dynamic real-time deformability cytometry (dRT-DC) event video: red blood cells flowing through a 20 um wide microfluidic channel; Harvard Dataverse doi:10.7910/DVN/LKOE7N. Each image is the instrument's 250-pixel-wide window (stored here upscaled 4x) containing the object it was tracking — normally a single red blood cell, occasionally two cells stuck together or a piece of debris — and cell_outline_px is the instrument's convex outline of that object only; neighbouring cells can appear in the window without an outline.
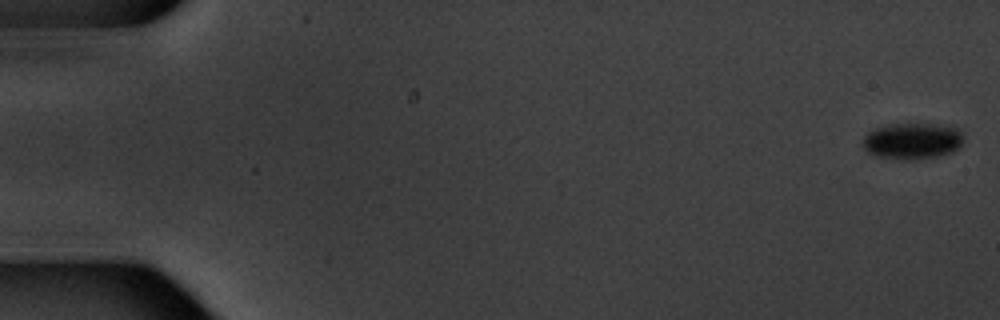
{"species": "common noctule bat (a hibernating species)", "species_latin": "Nyctalus noctula", "temperature_condition": "warm", "stored_images_in_passage": 5, "camera_frame_rate_fps": 3000, "um_per_image_px": 0.085, "animal": {"sex": "male", "body_mass_g": 20.1, "forearm_length_mm": 53.5}, "frame": {"image": 1, "passage_image": 1, "time_ms": 0.0, "image_size_px": [1000, 320], "cell_outline_px": [[964, 136], [960, 144], [952, 152], [940, 156], [912, 160], [900, 160], [876, 156], [868, 152], [860, 144], [864, 136], [868, 132], [876, 128], [892, 124], [936, 124], [956, 128]], "centroid_in_image_um": [77.51, 12.0], "position_along_channel_um": 7.5, "area_um2": 21.39}}